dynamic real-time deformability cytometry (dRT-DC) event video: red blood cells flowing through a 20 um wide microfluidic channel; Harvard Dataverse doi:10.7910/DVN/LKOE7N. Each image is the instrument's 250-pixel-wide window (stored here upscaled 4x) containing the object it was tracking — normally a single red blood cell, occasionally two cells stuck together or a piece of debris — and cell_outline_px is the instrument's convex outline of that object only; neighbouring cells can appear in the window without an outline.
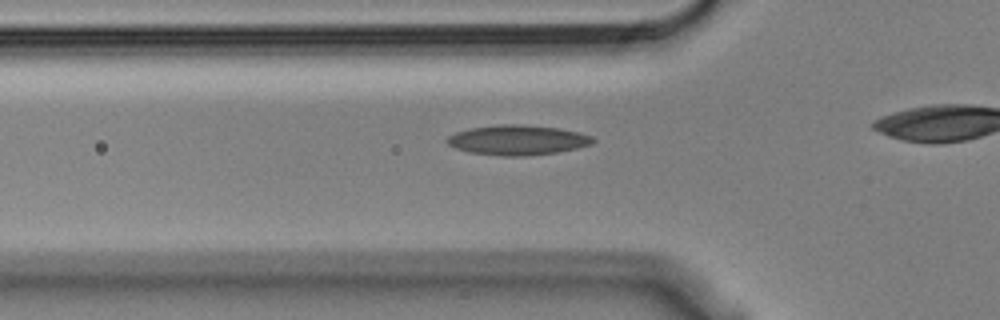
{"species": "Egyptian fruit bat (a non-hibernating species)", "species_latin": "Rousettus aegyptiacus", "temperature_condition": "cold", "stored_images_in_passage": 36, "camera_frame_rate_fps": 3000, "um_per_image_px": 0.085, "animal": {"sex": "male"}, "frame": {"image": 1, "passage_image": 10, "time_ms": 3.0, "image_size_px": [1000, 320], "cell_outline_px": [[596, 140], [592, 144], [576, 148], [556, 152], [524, 156], [504, 156], [468, 152], [456, 148], [448, 144], [444, 140], [448, 136], [456, 132], [468, 128], [500, 124], [516, 124], [560, 128], [592, 136]], "centroid_in_image_um": [43.96, 11.9], "position_along_channel_um": 81.8, "area_um2": 25.37}}
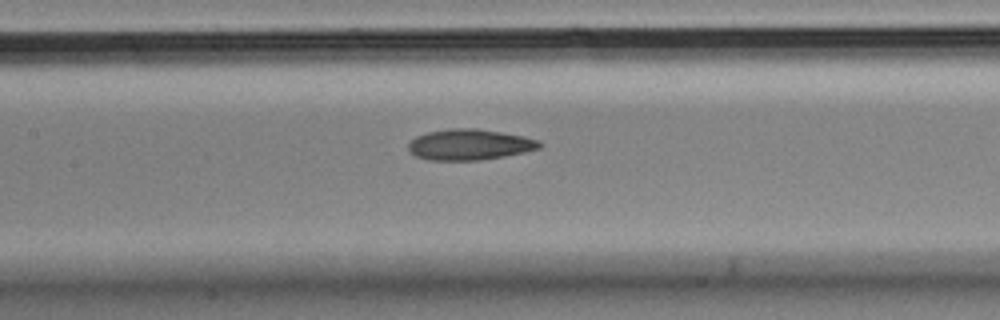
{"frame": {"image": 2, "passage_image": 17, "time_ms": 5.333, "image_size_px": [1000, 320], "cell_outline_px": [[544, 144], [540, 148], [524, 152], [504, 156], [480, 160], [428, 160], [416, 156], [408, 148], [408, 144], [416, 136], [428, 132], [448, 128], [476, 128], [524, 136], [540, 140]], "centroid_in_image_um": [39.94, 12.28], "position_along_channel_um": 167.5, "area_um2": 23.58}}
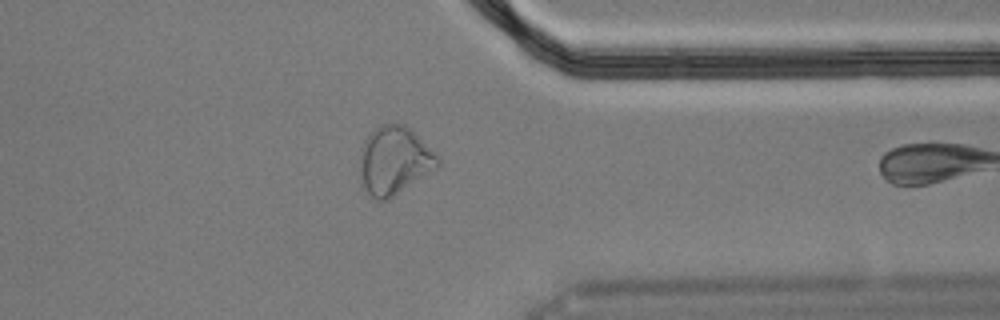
{"frame": {"image": 3, "passage_image": 35, "time_ms": 11.333, "image_size_px": [1000, 320], "cell_outline_px": [[440, 164], [436, 168], [388, 200], [376, 200], [364, 188], [360, 176], [360, 148], [368, 132], [380, 124], [404, 124], [440, 160]], "centroid_in_image_um": [33.44, 13.65], "position_along_channel_um": 378.0, "area_um2": 30.4}}